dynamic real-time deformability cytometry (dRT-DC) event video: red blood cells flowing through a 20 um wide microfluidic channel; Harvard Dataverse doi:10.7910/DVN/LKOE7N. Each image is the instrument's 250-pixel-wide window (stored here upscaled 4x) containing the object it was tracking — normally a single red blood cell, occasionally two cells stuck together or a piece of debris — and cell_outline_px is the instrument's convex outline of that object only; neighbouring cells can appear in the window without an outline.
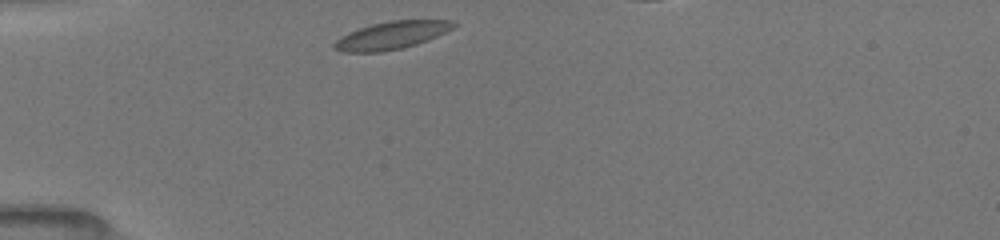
{"species": "common noctule bat (a hibernating species)", "species_latin": "Nyctalus noctula", "temperature_condition": "room temperature", "stored_images_in_passage": 26, "camera_frame_rate_fps": 3000, "um_per_image_px": 0.085, "animal": {"sex": "female", "body_mass_g": 19.5, "forearm_length_mm": 54.1}, "frame": {"image": 1, "passage_image": 1, "time_ms": 0.0, "image_size_px": [1000, 240], "cell_outline_px": [[456, 24], [452, 28], [428, 40], [416, 44], [400, 48], [380, 52], [344, 52], [332, 48], [332, 44], [340, 36], [348, 32], [372, 24], [392, 20], [452, 20]], "centroid_in_image_um": [33.23, 3.0], "position_along_channel_um": 51.8, "area_um2": 19.07}}
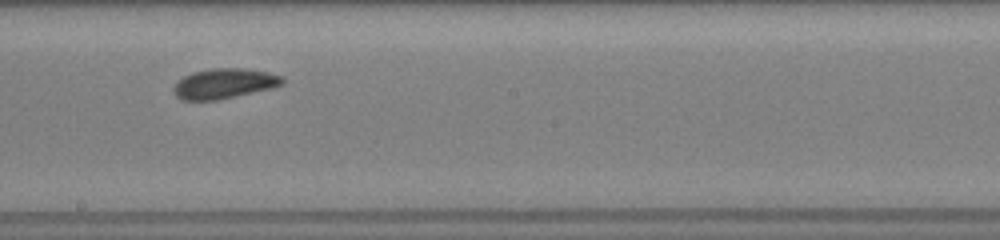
{"frame": {"image": 2, "passage_image": 11, "time_ms": 5.0, "image_size_px": [1000, 240], "cell_outline_px": [[284, 84], [272, 88], [216, 100], [180, 100], [172, 92], [172, 88], [176, 80], [192, 72], [212, 68], [244, 68], [268, 72], [284, 76]], "centroid_in_image_um": [19.03, 7.09], "position_along_channel_um": 229.2, "area_um2": 19.31}}
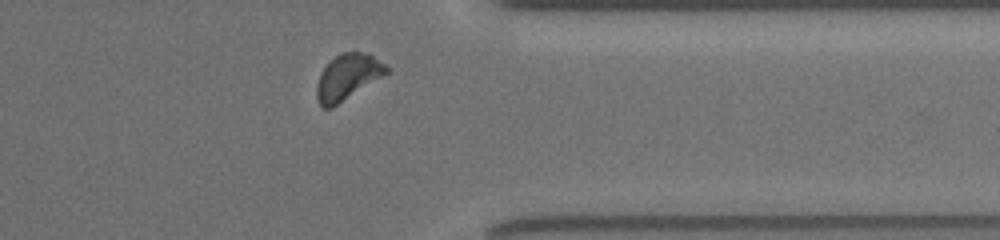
{"frame": {"image": 3, "passage_image": 22, "time_ms": 9.0, "image_size_px": [1000, 240], "cell_outline_px": [[392, 68], [388, 72], [332, 108], [324, 108], [320, 104], [316, 96], [316, 88], [320, 72], [340, 52], [368, 52]], "centroid_in_image_um": [29.57, 6.52], "position_along_channel_um": 381.8, "area_um2": 18.44}}